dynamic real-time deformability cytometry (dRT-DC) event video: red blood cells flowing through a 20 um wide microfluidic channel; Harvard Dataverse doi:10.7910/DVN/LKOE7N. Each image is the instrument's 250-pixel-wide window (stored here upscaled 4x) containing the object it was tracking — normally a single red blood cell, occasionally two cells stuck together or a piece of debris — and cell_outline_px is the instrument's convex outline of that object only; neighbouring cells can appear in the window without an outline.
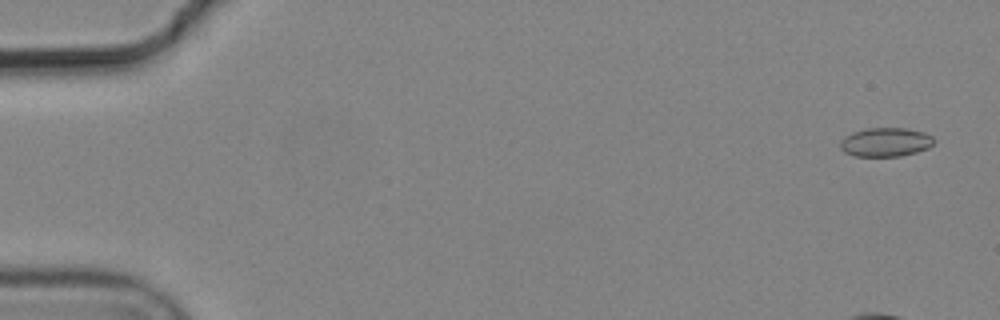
{"species": "common noctule bat (a hibernating species)", "species_latin": "Nyctalus noctula", "temperature_condition": "cold", "stored_images_in_passage": 11, "camera_frame_rate_fps": 3000, "um_per_image_px": 0.085, "animal": {"sex": "male", "body_mass_g": 19.2, "forearm_length_mm": 51.8}, "frame": {"image": 1, "passage_image": 1, "time_ms": 0.0, "image_size_px": [1000, 320], "cell_outline_px": [[932, 144], [928, 148], [916, 152], [900, 156], [856, 156], [844, 152], [840, 148], [840, 140], [844, 136], [852, 132], [864, 128], [904, 128], [924, 132], [932, 136]], "centroid_in_image_um": [75.23, 12.07], "position_along_channel_um": 9.8, "area_um2": 15.78}}
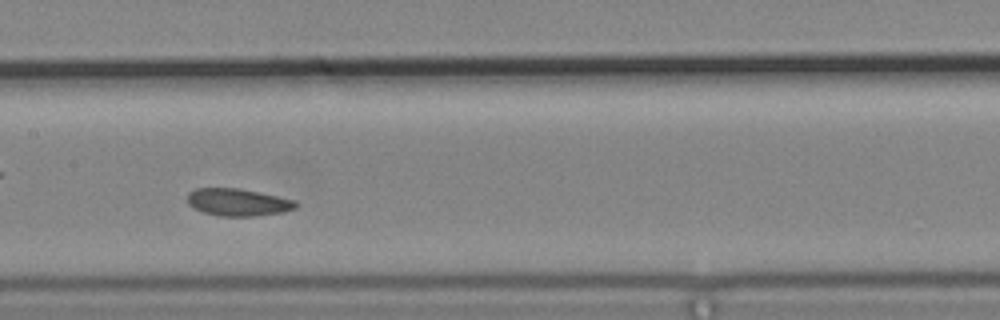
{"frame": {"image": 2, "passage_image": 8, "time_ms": 2.333, "image_size_px": [1000, 320], "cell_outline_px": [[296, 208], [284, 212], [252, 216], [220, 216], [204, 212], [188, 204], [188, 192], [196, 188], [240, 188], [260, 192], [296, 200]], "centroid_in_image_um": [20.24, 17.18], "position_along_channel_um": 187.2, "area_um2": 17.22}}
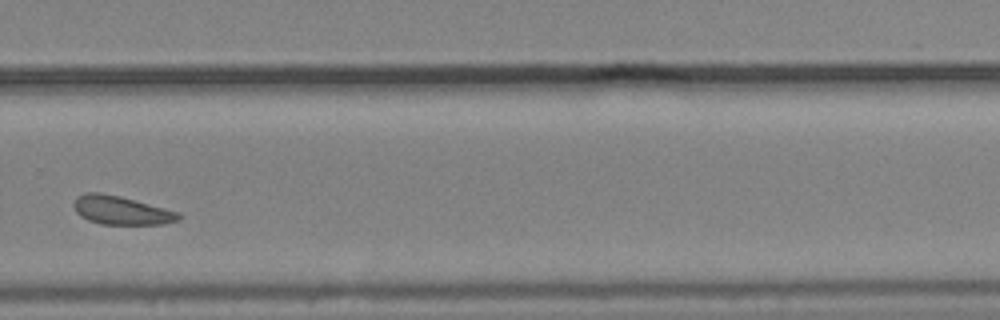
{"frame": {"image": 3, "passage_image": 11, "time_ms": 3.333, "image_size_px": [1000, 320], "cell_outline_px": [[180, 220], [164, 224], [100, 224], [88, 220], [80, 216], [76, 212], [72, 204], [76, 196], [88, 192], [100, 192], [120, 196], [180, 212]], "centroid_in_image_um": [10.28, 17.87], "position_along_channel_um": 319.5, "area_um2": 17.57}}